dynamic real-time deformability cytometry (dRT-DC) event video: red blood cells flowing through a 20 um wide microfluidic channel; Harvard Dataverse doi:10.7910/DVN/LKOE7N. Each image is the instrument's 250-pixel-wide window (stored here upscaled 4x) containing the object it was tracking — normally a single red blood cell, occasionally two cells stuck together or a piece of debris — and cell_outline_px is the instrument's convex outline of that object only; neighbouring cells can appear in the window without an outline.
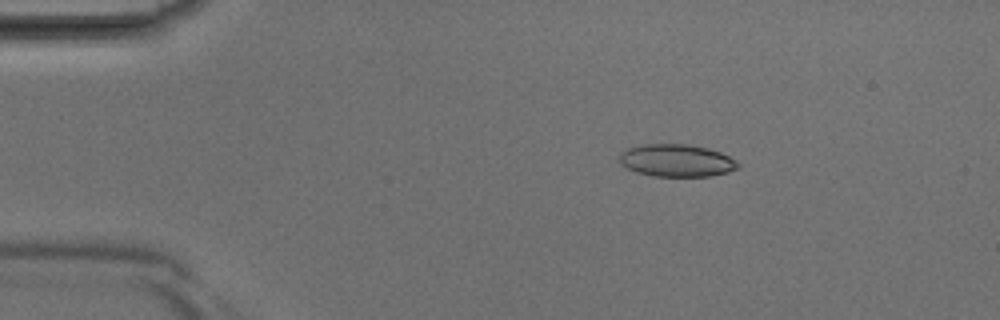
{"species": "Egyptian fruit bat (a non-hibernating species)", "species_latin": "Rousettus aegyptiacus", "temperature_condition": "room temperature", "stored_images_in_passage": 10, "camera_frame_rate_fps": 3000, "um_per_image_px": 0.085, "animal": {"sex": "male"}, "frame": {"image": 1, "passage_image": 6, "time_ms": 1.667, "image_size_px": [1000, 320], "cell_outline_px": [[732, 168], [720, 172], [700, 176], [668, 176], [644, 172], [636, 168], [640, 148], [700, 148], [716, 152], [724, 156], [728, 160]], "centroid_in_image_um": [57.92, 13.75], "position_along_channel_um": 27.1, "area_um2": 16.3}}